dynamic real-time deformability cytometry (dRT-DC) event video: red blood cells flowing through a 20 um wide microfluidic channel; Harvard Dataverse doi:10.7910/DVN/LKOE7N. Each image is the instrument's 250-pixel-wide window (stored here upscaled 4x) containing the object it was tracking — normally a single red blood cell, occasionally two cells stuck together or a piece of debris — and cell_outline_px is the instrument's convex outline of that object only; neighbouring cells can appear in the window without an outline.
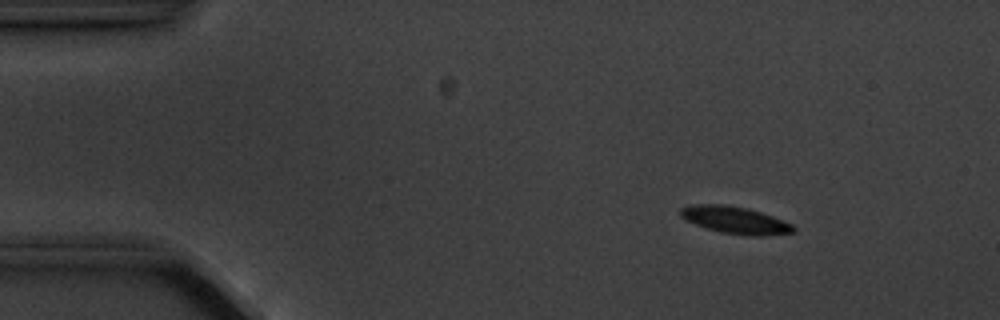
{"species": "common noctule bat (a hibernating species)", "species_latin": "Nyctalus noctula", "temperature_condition": "cold", "stored_images_in_passage": 3, "camera_frame_rate_fps": 3000, "um_per_image_px": 0.085, "animal": {"sex": "male", "body_mass_g": 20.1, "forearm_length_mm": 53.5}, "frame": {"image": 1, "passage_image": 1, "time_ms": 0.0, "image_size_px": [1000, 320], "cell_outline_px": [[796, 232], [768, 236], [748, 236], [720, 232], [696, 224], [680, 216], [680, 208], [692, 204], [724, 204], [748, 208], [772, 216], [792, 224], [796, 228]], "centroid_in_image_um": [62.53, 18.71], "position_along_channel_um": 22.5, "area_um2": 17.92}}